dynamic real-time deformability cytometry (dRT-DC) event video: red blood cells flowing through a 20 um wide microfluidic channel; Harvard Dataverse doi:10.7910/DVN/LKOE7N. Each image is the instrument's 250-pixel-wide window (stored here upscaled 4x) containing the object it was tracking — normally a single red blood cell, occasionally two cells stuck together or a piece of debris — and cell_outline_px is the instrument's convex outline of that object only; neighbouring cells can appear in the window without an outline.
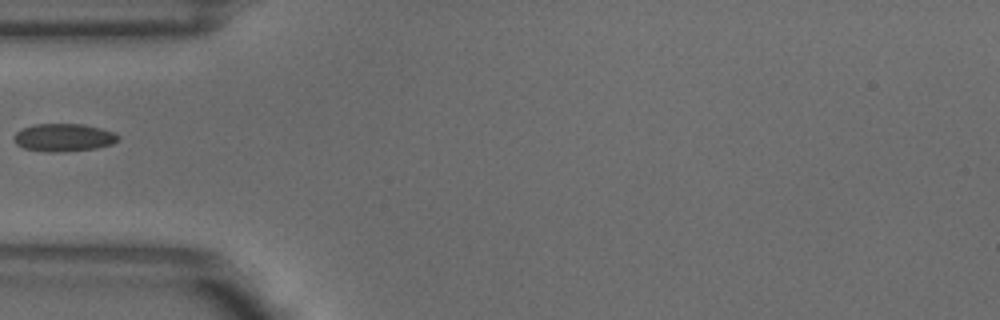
{"species": "common noctule bat (a hibernating species)", "species_latin": "Nyctalus noctula", "temperature_condition": "warm", "stored_images_in_passage": 4, "camera_frame_rate_fps": 3000, "um_per_image_px": 0.085, "animal": {"sex": "male", "body_mass_g": 18.8}, "frame": {"image": 1, "passage_image": 3, "time_ms": 0.667, "image_size_px": [1000, 320], "cell_outline_px": [[120, 140], [112, 144], [96, 148], [56, 152], [48, 152], [24, 148], [16, 144], [12, 136], [20, 128], [36, 124], [84, 124], [116, 132], [120, 136]], "centroid_in_image_um": [5.42, 11.68], "position_along_channel_um": 79.6, "area_um2": 17.05}}